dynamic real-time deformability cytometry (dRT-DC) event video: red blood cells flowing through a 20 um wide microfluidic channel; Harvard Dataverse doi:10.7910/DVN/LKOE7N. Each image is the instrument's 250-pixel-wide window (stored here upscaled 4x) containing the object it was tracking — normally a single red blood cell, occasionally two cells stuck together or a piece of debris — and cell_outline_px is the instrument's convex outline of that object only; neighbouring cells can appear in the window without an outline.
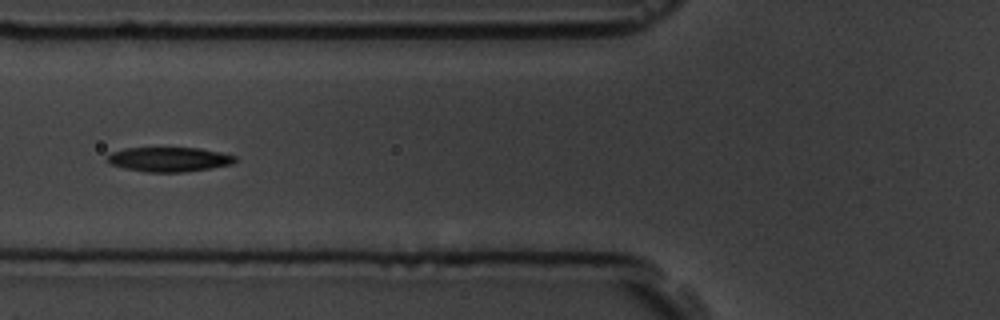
{"species": "common noctule bat (a hibernating species)", "species_latin": "Nyctalus noctula", "temperature_condition": "room temperature", "stored_images_in_passage": 7, "camera_frame_rate_fps": 3000, "um_per_image_px": 0.085, "animal": {"sex": "male", "body_mass_g": 19.5, "forearm_length_mm": 54.6}, "frame": {"image": 1, "passage_image": 5, "time_ms": 5.333, "image_size_px": [1000, 320], "cell_outline_px": [[236, 160], [232, 164], [212, 168], [180, 172], [148, 172], [124, 168], [108, 164], [104, 160], [112, 152], [124, 148], [200, 148], [220, 152], [236, 156]], "centroid_in_image_um": [14.34, 13.54], "position_along_channel_um": 111.5, "area_um2": 18.32}}
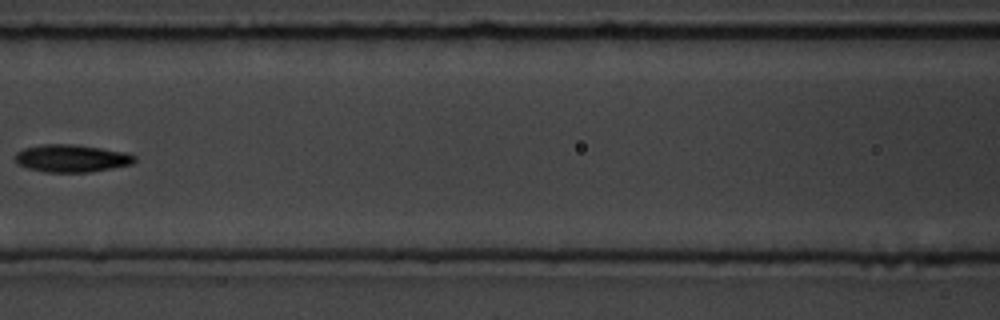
{"frame": {"image": 2, "passage_image": 6, "time_ms": 6.667, "image_size_px": [1000, 320], "cell_outline_px": [[136, 160], [132, 164], [112, 168], [88, 172], [44, 172], [28, 168], [16, 164], [16, 152], [24, 148], [44, 144], [76, 144], [124, 152], [136, 156]], "centroid_in_image_um": [6.07, 13.46], "position_along_channel_um": 160.5, "area_um2": 19.13}}
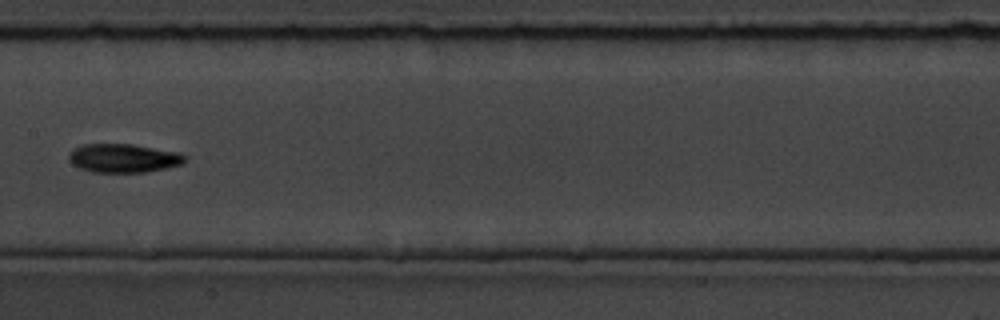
{"frame": {"image": 3, "passage_image": 7, "time_ms": 7.667, "image_size_px": [1000, 320], "cell_outline_px": [[188, 160], [180, 164], [164, 168], [144, 172], [92, 172], [80, 168], [72, 164], [68, 160], [68, 156], [72, 148], [84, 144], [132, 144], [180, 152], [188, 156]], "centroid_in_image_um": [10.49, 13.43], "position_along_channel_um": 196.9, "area_um2": 19.54}}